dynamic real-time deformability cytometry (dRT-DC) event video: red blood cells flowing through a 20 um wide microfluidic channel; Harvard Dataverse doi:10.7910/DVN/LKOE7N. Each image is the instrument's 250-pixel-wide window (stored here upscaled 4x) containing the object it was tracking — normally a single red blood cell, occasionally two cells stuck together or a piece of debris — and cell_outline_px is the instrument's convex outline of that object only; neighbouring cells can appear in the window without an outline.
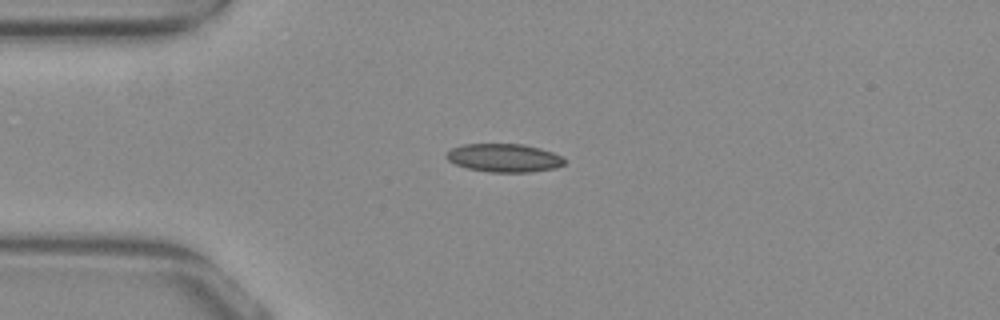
{"species": "common noctule bat (a hibernating species)", "species_latin": "Nyctalus noctula", "temperature_condition": "warm", "stored_images_in_passage": 4, "camera_frame_rate_fps": 3000, "um_per_image_px": 0.085, "animal": {"sex": "female", "body_mass_g": 29.2, "forearm_length_mm": 56.3}, "frame": {"image": 1, "passage_image": 1, "time_ms": 0.0, "image_size_px": [1000, 320], "cell_outline_px": [[564, 164], [556, 168], [528, 172], [488, 172], [468, 168], [456, 164], [448, 160], [444, 156], [452, 148], [464, 144], [524, 144], [540, 148], [552, 152], [560, 156], [564, 160]], "centroid_in_image_um": [42.84, 13.42], "position_along_channel_um": 42.2, "area_um2": 19.36}}